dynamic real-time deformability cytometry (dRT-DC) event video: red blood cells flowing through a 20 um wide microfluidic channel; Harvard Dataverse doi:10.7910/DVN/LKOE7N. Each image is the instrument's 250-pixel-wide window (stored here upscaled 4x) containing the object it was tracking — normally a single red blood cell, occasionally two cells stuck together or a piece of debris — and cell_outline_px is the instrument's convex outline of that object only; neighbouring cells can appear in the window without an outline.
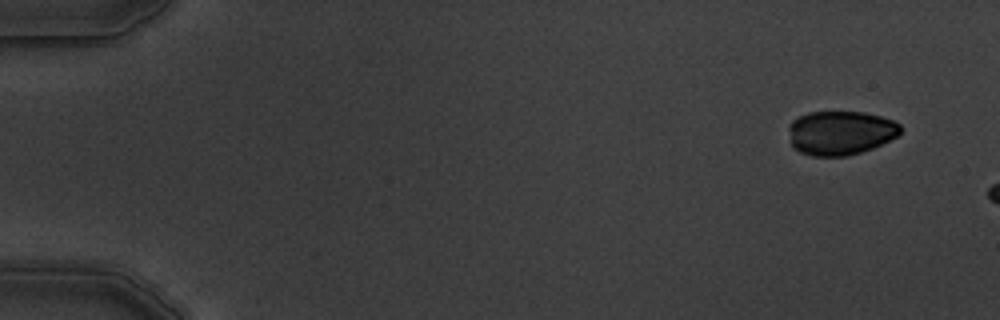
{"species": "common noctule bat (a hibernating species)", "species_latin": "Nyctalus noctula", "temperature_condition": "warm", "stored_images_in_passage": 3, "camera_frame_rate_fps": 3000, "um_per_image_px": 0.085, "animal": {"sex": "male", "body_mass_g": 19.5, "forearm_length_mm": 54.6}, "frame": {"image": 1, "passage_image": 1, "time_ms": 0.0, "image_size_px": [1000, 320], "cell_outline_px": [[900, 132], [896, 136], [872, 148], [848, 156], [812, 156], [800, 152], [792, 148], [788, 128], [788, 124], [792, 120], [808, 112], [864, 112], [880, 116], [892, 120], [900, 124]], "centroid_in_image_um": [71.39, 11.29], "position_along_channel_um": 13.6, "area_um2": 28.73}}